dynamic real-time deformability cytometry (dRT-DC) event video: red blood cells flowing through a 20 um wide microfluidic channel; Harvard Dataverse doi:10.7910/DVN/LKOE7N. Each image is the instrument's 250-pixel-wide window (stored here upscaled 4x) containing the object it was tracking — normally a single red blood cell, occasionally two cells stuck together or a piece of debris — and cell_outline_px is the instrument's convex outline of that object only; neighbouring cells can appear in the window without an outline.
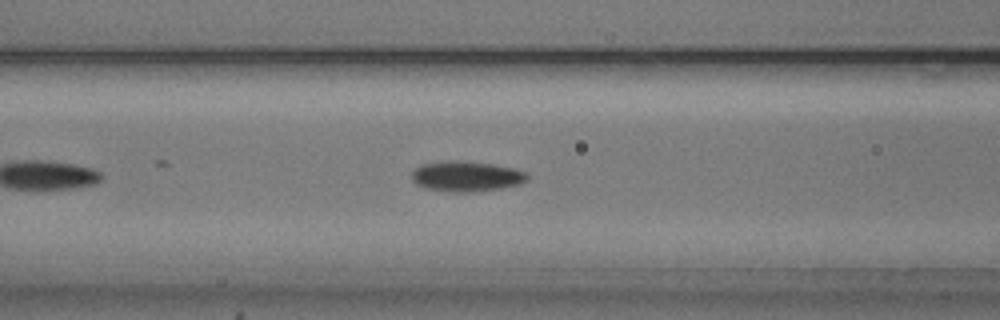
{"species": "common noctule bat (a hibernating species)", "species_latin": "Nyctalus noctula", "temperature_condition": "cold", "stored_images_in_passage": 17, "camera_frame_rate_fps": 3000, "um_per_image_px": 0.085, "animal": {"sex": "male", "body_mass_g": 20.5, "forearm_length_mm": 52.5}, "frame": {"image": 1, "passage_image": 10, "time_ms": 3.0, "image_size_px": [1000, 320], "cell_outline_px": [[528, 180], [520, 184], [500, 188], [468, 192], [448, 192], [424, 188], [416, 184], [412, 180], [412, 172], [420, 164], [448, 160], [468, 160], [492, 164], [512, 168], [528, 172]], "centroid_in_image_um": [39.62, 14.97], "position_along_channel_um": 127.0, "area_um2": 20.69}}
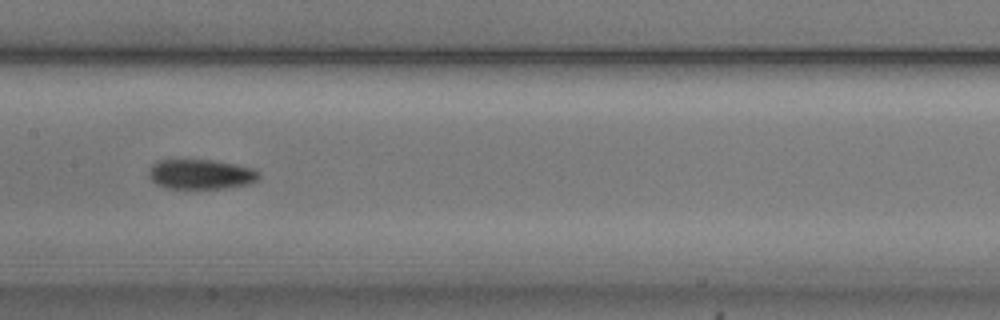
{"frame": {"image": 2, "passage_image": 15, "time_ms": 4.667, "image_size_px": [1000, 320], "cell_outline_px": [[260, 176], [256, 180], [248, 184], [224, 188], [164, 188], [156, 184], [148, 176], [148, 172], [152, 164], [156, 160], [212, 160], [252, 168], [260, 172]], "centroid_in_image_um": [17.03, 14.81], "position_along_channel_um": 190.4, "area_um2": 19.07}}